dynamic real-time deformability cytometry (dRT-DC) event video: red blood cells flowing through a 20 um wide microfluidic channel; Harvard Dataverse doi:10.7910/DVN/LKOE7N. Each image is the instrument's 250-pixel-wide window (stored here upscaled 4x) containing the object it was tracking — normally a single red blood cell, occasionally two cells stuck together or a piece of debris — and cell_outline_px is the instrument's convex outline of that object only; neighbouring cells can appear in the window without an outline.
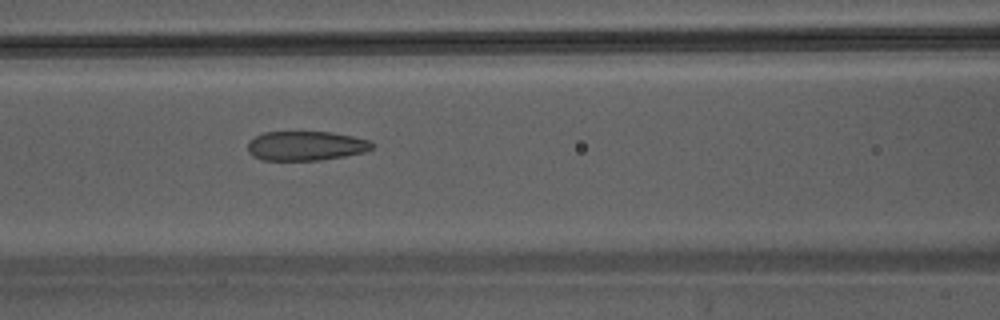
{"species": "Egyptian fruit bat (a non-hibernating species)", "species_latin": "Rousettus aegyptiacus", "temperature_condition": "warm", "stored_images_in_passage": 30, "camera_frame_rate_fps": 3000, "um_per_image_px": 0.085, "animal": {"sex": "male"}, "frame": {"image": 1, "passage_image": 7, "time_ms": 2.0, "image_size_px": [1000, 320], "cell_outline_px": [[376, 144], [372, 148], [364, 152], [344, 156], [320, 160], [264, 160], [252, 156], [248, 152], [248, 144], [256, 136], [264, 132], [332, 132], [372, 140]], "centroid_in_image_um": [26.04, 12.39], "position_along_channel_um": 140.6, "area_um2": 21.33}}
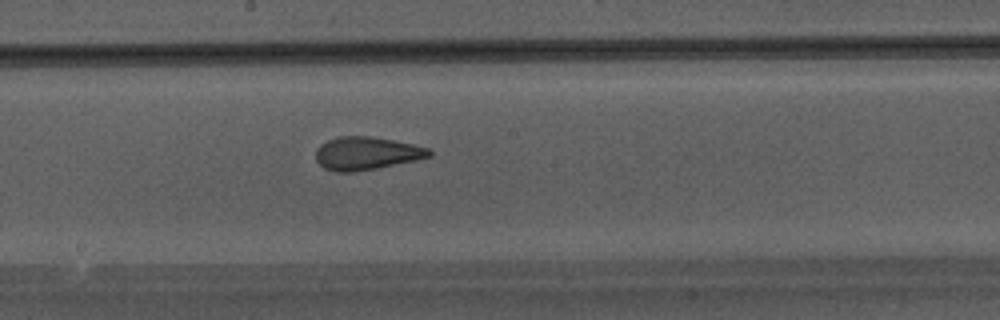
{"frame": {"image": 2, "passage_image": 12, "time_ms": 3.667, "image_size_px": [1000, 320], "cell_outline_px": [[432, 156], [416, 160], [376, 168], [352, 172], [336, 172], [324, 168], [316, 160], [316, 148], [320, 144], [336, 136], [372, 136], [412, 144], [428, 148], [432, 152]], "centroid_in_image_um": [31.12, 13.03], "position_along_channel_um": 217.1, "area_um2": 21.79}}
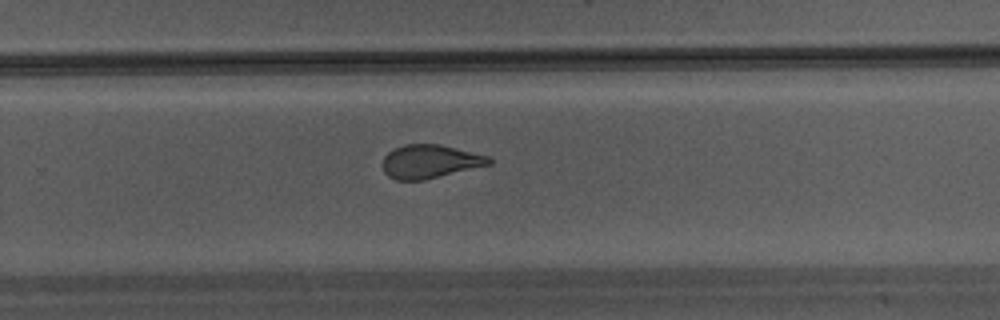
{"frame": {"image": 3, "passage_image": 17, "time_ms": 5.333, "image_size_px": [1000, 320], "cell_outline_px": [[492, 164], [424, 180], [396, 180], [388, 176], [384, 172], [384, 156], [392, 148], [404, 144], [440, 144], [488, 156], [492, 160]], "centroid_in_image_um": [36.53, 13.72], "position_along_channel_um": 293.3, "area_um2": 20.75}}